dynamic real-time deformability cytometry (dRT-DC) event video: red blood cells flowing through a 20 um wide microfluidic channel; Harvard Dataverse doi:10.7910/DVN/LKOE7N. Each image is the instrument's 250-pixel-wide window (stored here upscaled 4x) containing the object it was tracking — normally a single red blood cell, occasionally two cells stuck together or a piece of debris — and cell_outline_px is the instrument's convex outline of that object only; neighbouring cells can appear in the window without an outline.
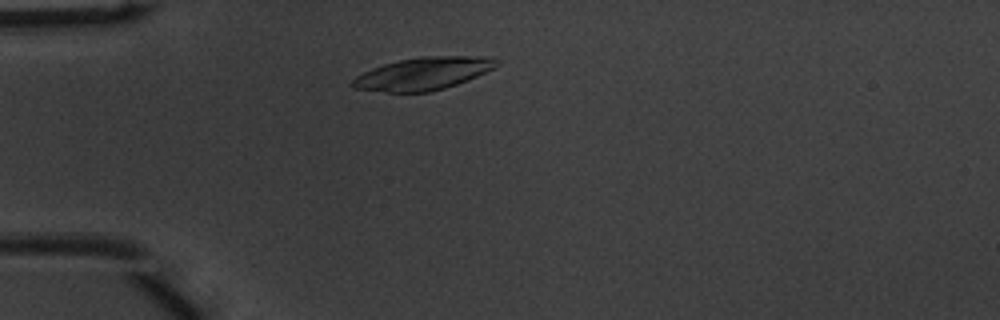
{"species": "common noctule bat (a hibernating species)", "species_latin": "Nyctalus noctula", "temperature_condition": "warm", "stored_images_in_passage": 44, "camera_frame_rate_fps": 3000, "um_per_image_px": 0.085, "animal": {"sex": "male", "body_mass_g": 20.1, "forearm_length_mm": 53.5}, "frame": {"image": 1, "passage_image": 6, "time_ms": 1.667, "image_size_px": [1000, 320], "cell_outline_px": [[500, 64], [476, 76], [456, 84], [444, 88], [428, 92], [388, 92], [352, 88], [348, 84], [356, 76], [372, 68], [396, 60], [420, 56], [484, 56], [500, 60]], "centroid_in_image_um": [35.93, 6.25], "position_along_channel_um": 49.1, "area_um2": 27.34}}
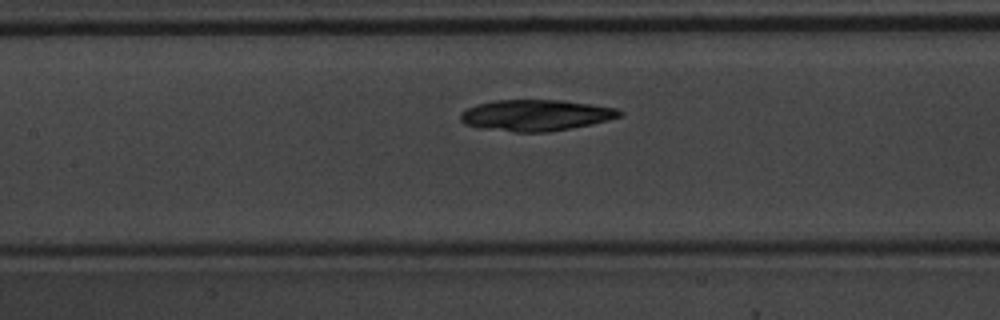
{"frame": {"image": 2, "passage_image": 16, "time_ms": 5.0, "image_size_px": [1000, 320], "cell_outline_px": [[624, 116], [592, 124], [572, 128], [548, 132], [516, 132], [480, 128], [464, 124], [460, 120], [460, 112], [476, 104], [492, 100], [564, 100], [592, 104], [616, 108], [624, 112]], "centroid_in_image_um": [45.56, 9.79], "position_along_channel_um": 161.8, "area_um2": 29.25}}
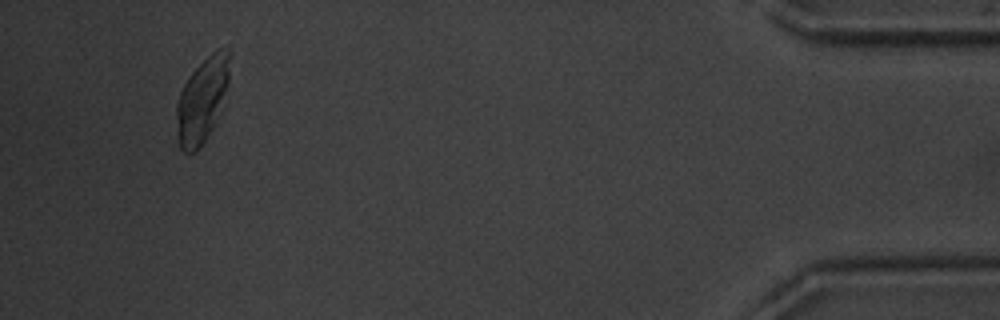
{"frame": {"image": 3, "passage_image": 41, "time_ms": 13.333, "image_size_px": [1000, 320], "cell_outline_px": [[232, 56], [228, 80], [220, 112], [212, 128], [204, 140], [192, 152], [184, 152], [180, 148], [176, 120], [176, 104], [180, 92], [184, 84], [192, 72], [212, 52], [220, 48], [232, 48]], "centroid_in_image_um": [17.21, 8.42], "position_along_channel_um": 418.0, "area_um2": 25.95}, "authors_computed_cell_mechanics": {"area_um2": 28.1486, "velocity_mm_per_s": 3.8751, "shape_relaxation_time_tau1_ms": 7.9798, "shape_relaxation_time_tau2_ms": 3.5077, "deformation_change_tau1": 0.3347, "deformation_change_tau2": 0.0683}}